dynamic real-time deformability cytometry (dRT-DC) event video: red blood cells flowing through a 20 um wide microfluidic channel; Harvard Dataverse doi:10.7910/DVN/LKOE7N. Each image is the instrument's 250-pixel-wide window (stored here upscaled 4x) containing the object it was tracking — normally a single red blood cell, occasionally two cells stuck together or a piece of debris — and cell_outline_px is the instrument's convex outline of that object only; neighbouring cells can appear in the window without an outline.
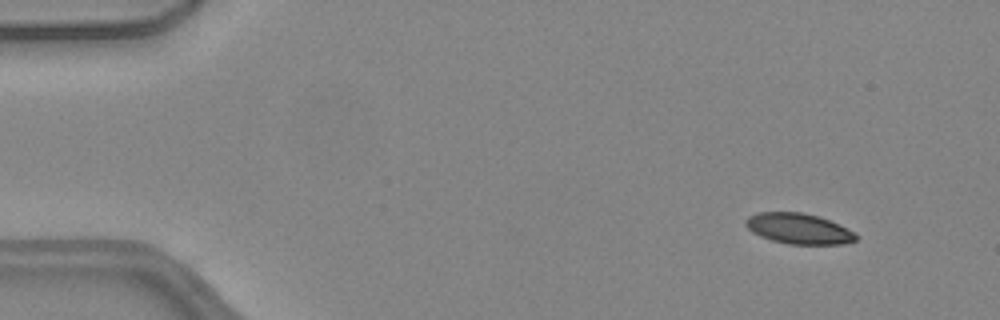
{"species": "common noctule bat (a hibernating species)", "species_latin": "Nyctalus noctula", "temperature_condition": "warm", "stored_images_in_passage": 18, "camera_frame_rate_fps": 3000, "um_per_image_px": 0.085, "animal": {"sex": "female", "body_mass_g": 24.6, "forearm_length_mm": 56.2}, "frame": {"image": 1, "passage_image": 6, "time_ms": 1.667, "image_size_px": [1000, 320], "cell_outline_px": [[856, 240], [844, 244], [788, 244], [772, 240], [760, 236], [752, 232], [744, 224], [744, 220], [748, 216], [760, 212], [800, 212], [820, 216], [856, 232]], "centroid_in_image_um": [67.88, 19.43], "position_along_channel_um": 17.1, "area_um2": 19.71}}